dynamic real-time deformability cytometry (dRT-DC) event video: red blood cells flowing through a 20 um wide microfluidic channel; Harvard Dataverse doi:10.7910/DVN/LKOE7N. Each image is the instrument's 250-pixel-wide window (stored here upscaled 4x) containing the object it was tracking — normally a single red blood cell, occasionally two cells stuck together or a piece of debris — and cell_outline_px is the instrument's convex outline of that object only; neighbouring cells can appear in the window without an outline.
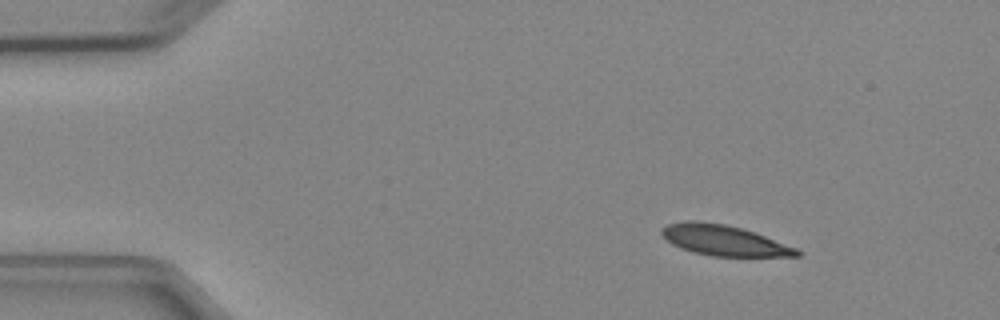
{"species": "Egyptian fruit bat (a non-hibernating species)", "species_latin": "Rousettus aegyptiacus", "temperature_condition": "cold", "stored_images_in_passage": 3, "camera_frame_rate_fps": 3000, "um_per_image_px": 0.085, "animal": {"sex": "female"}, "frame": {"image": 1, "passage_image": 1, "time_ms": 0.0, "image_size_px": [1000, 320], "cell_outline_px": [[804, 252], [800, 256], [712, 256], [692, 252], [680, 248], [672, 244], [660, 232], [660, 228], [668, 224], [688, 220], [696, 220], [724, 224], [740, 228], [764, 236], [796, 248]], "centroid_in_image_um": [61.5, 20.43], "position_along_channel_um": 23.5, "area_um2": 23.81}}